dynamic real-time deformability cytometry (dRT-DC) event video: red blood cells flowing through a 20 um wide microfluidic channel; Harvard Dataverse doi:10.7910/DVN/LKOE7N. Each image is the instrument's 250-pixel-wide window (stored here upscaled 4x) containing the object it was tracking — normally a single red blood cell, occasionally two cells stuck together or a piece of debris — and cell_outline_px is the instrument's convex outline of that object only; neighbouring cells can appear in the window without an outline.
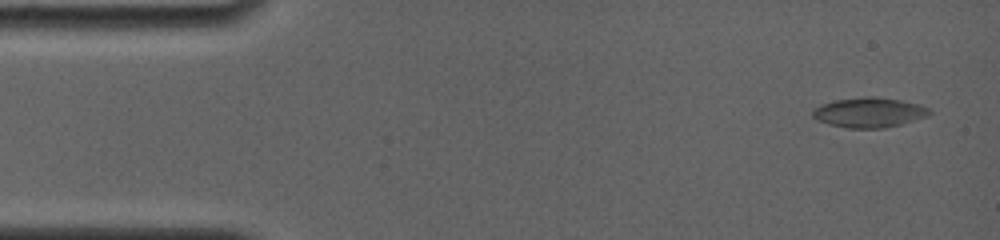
{"species": "common noctule bat (a hibernating species)", "species_latin": "Nyctalus noctula", "temperature_condition": "room temperature", "stored_images_in_passage": 8, "camera_frame_rate_fps": 4000, "um_per_image_px": 0.085, "animal": {"sex": "female", "body_mass_g": 19.0, "forearm_length_mm": 56.7}, "frame": {"image": 1, "passage_image": 1, "time_ms": 0.0, "image_size_px": [1000, 240], "cell_outline_px": [[932, 112], [928, 116], [900, 124], [884, 128], [848, 128], [828, 124], [816, 120], [812, 116], [812, 112], [820, 104], [836, 100], [864, 96], [876, 96], [900, 100], [920, 104], [928, 108]], "centroid_in_image_um": [73.87, 9.55], "position_along_channel_um": 11.1, "area_um2": 20.4}}
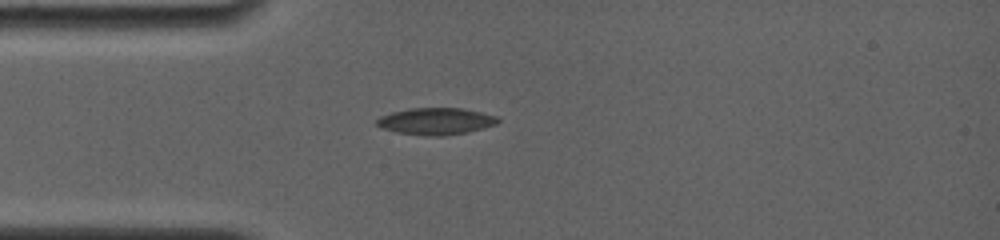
{"frame": {"image": 2, "passage_image": 5, "time_ms": 3.5, "image_size_px": [1000, 240], "cell_outline_px": [[500, 120], [496, 124], [468, 132], [440, 136], [428, 136], [396, 132], [380, 128], [376, 124], [376, 120], [380, 116], [392, 112], [408, 108], [460, 108], [500, 116]], "centroid_in_image_um": [37.04, 10.3], "position_along_channel_um": 48.0, "area_um2": 19.02}}
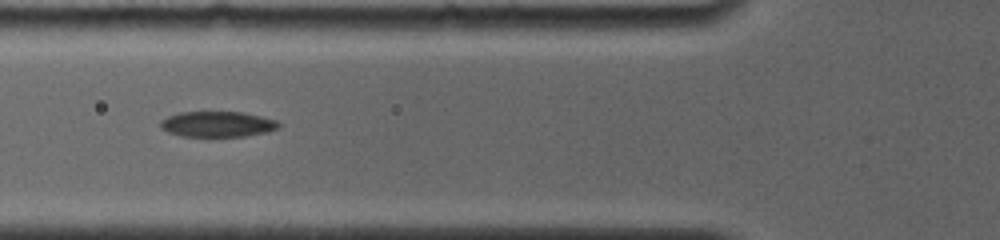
{"frame": {"image": 3, "passage_image": 7, "time_ms": 5.25, "image_size_px": [1000, 240], "cell_outline_px": [[280, 128], [268, 132], [244, 136], [180, 136], [168, 132], [160, 128], [160, 120], [168, 116], [180, 112], [240, 112], [260, 116], [276, 120], [280, 124]], "centroid_in_image_um": [18.47, 10.55], "position_along_channel_um": 107.3, "area_um2": 17.63}}